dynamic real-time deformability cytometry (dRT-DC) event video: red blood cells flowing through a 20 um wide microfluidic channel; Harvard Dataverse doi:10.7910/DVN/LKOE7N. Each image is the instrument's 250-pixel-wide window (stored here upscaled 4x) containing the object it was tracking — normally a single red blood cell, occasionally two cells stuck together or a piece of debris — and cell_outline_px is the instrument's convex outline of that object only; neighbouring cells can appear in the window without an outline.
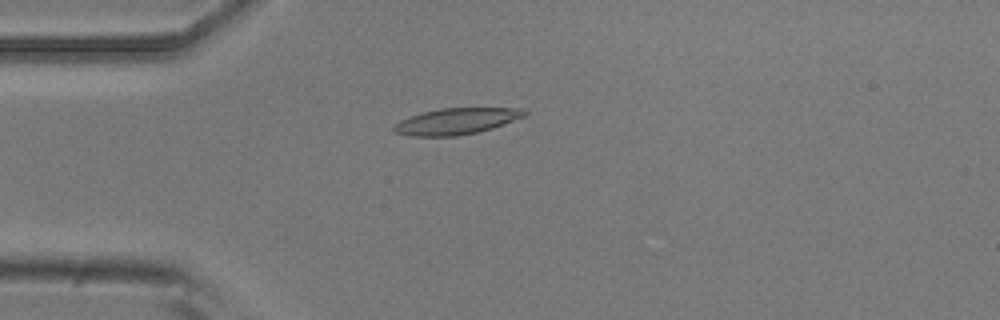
{"species": "common noctule bat (a hibernating species)", "species_latin": "Nyctalus noctula", "temperature_condition": "room temperature", "stored_images_in_passage": 8, "camera_frame_rate_fps": 3000, "um_per_image_px": 0.085, "animal": {"sex": "male", "body_mass_g": 20.5, "forearm_length_mm": 52.5}, "frame": {"image": 1, "passage_image": 3, "time_ms": 0.667, "image_size_px": [1000, 320], "cell_outline_px": [[528, 112], [524, 116], [504, 124], [492, 128], [476, 132], [456, 136], [408, 136], [392, 132], [392, 128], [400, 120], [408, 116], [440, 108], [524, 108]], "centroid_in_image_um": [38.76, 10.3], "position_along_channel_um": 46.2, "area_um2": 20.0}}
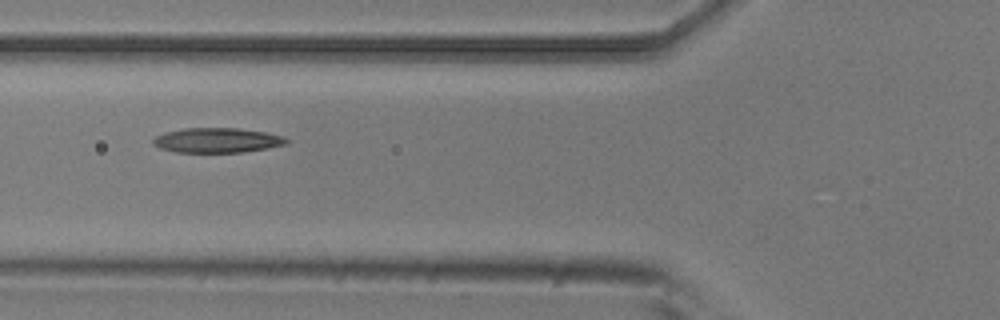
{"frame": {"image": 2, "passage_image": 5, "time_ms": 1.333, "image_size_px": [1000, 320], "cell_outline_px": [[288, 144], [268, 148], [244, 152], [176, 152], [160, 148], [152, 144], [152, 140], [156, 136], [168, 132], [184, 128], [240, 128], [264, 132], [284, 136], [288, 140]], "centroid_in_image_um": [18.48, 11.92], "position_along_channel_um": 107.3, "area_um2": 19.25}}
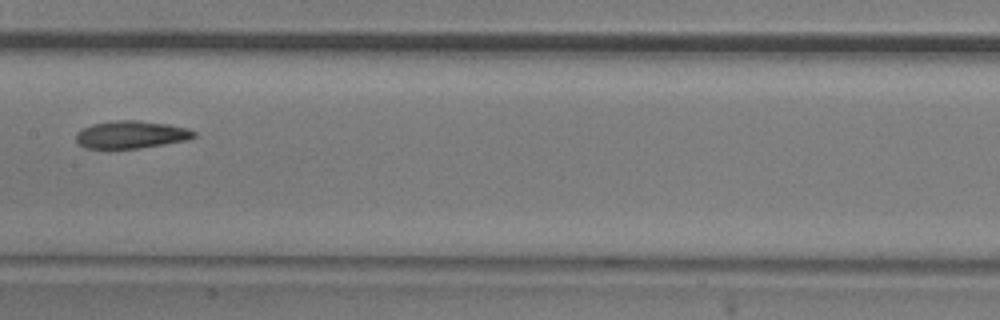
{"frame": {"image": 3, "passage_image": 7, "time_ms": 2.0, "image_size_px": [1000, 320], "cell_outline_px": [[196, 136], [188, 140], [136, 148], [108, 152], [84, 148], [76, 140], [76, 136], [84, 128], [92, 124], [116, 120], [140, 120], [168, 124], [188, 128], [196, 132]], "centroid_in_image_um": [11.11, 11.48], "position_along_channel_um": 196.3, "area_um2": 19.48}}